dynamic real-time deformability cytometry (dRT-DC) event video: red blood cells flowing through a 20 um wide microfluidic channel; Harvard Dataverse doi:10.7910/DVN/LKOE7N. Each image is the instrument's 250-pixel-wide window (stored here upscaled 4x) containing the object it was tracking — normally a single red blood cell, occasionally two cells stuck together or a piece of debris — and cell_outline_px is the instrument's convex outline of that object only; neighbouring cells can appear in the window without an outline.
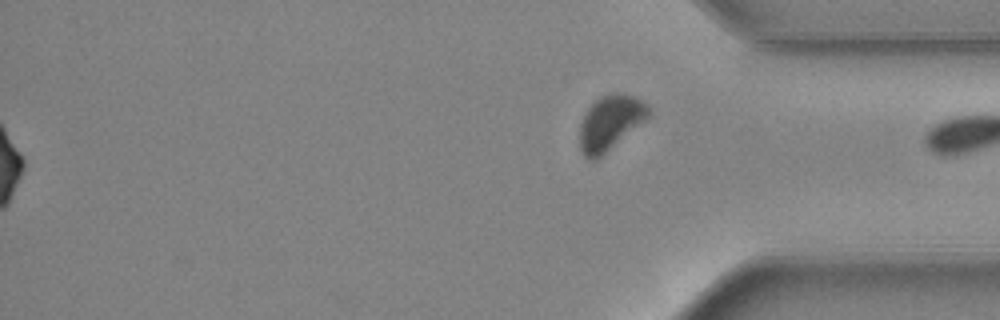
{"species": "common noctule bat (a hibernating species)", "species_latin": "Nyctalus noctula", "temperature_condition": "warm", "stored_images_in_passage": 32, "segment_of_instrument_passage": [2, 2], "camera_frame_rate_fps": 3000, "um_per_image_px": 0.085, "animal": {"sex": "female", "body_mass_g": 24.6, "forearm_length_mm": 56.2}, "frame": {"image": 1, "passage_image": 32, "time_ms": 10.333, "image_size_px": [1000, 320], "cell_outline_px": [[652, 116], [596, 160], [588, 160], [580, 152], [580, 124], [584, 112], [600, 96], [616, 92], [620, 92], [636, 96], [648, 104], [652, 112]], "centroid_in_image_um": [51.9, 10.41], "position_along_channel_um": 383.3, "area_um2": 22.48}}